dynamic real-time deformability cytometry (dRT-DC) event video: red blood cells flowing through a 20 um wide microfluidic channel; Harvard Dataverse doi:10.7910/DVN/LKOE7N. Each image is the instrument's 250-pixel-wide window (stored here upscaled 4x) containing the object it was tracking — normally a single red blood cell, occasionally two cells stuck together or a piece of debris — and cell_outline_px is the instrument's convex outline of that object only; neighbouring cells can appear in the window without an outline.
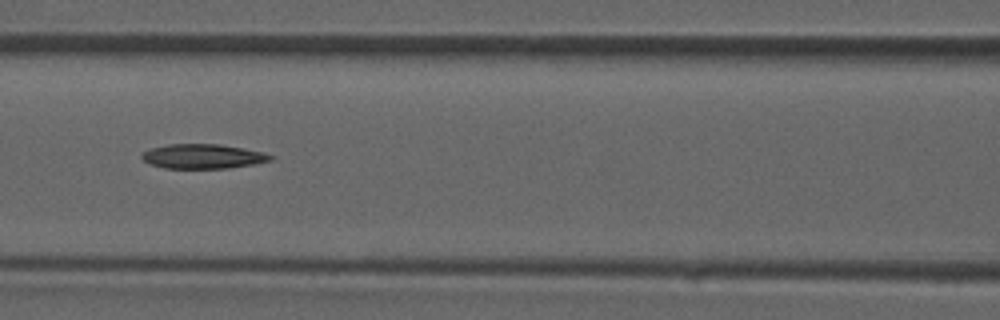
{"species": "common noctule bat (a hibernating species)", "species_latin": "Nyctalus noctula", "temperature_condition": "room temperature", "stored_images_in_passage": 36, "camera_frame_rate_fps": 3000, "um_per_image_px": 0.085, "animal": {"sex": "male", "forearm_length_mm": 52.5}, "frame": {"image": 1, "passage_image": 20, "time_ms": 6.333, "image_size_px": [1000, 320], "cell_outline_px": [[276, 156], [272, 160], [256, 164], [228, 168], [164, 168], [148, 164], [140, 156], [144, 152], [152, 148], [168, 144], [220, 144], [244, 148], [264, 152]], "centroid_in_image_um": [17.29, 13.29], "position_along_channel_um": 149.3, "area_um2": 18.55}}